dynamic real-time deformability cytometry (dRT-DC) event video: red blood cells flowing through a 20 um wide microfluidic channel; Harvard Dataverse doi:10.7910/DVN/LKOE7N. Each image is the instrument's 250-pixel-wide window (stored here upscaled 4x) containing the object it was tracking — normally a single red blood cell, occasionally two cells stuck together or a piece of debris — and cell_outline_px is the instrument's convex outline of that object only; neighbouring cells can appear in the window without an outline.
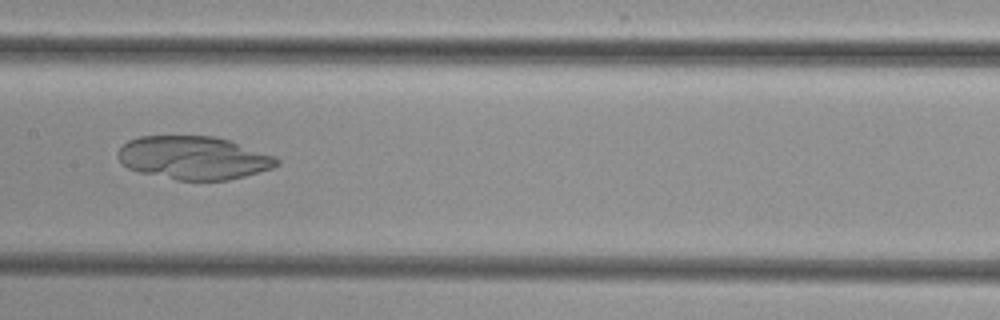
{"species": "common noctule bat (a hibernating species)", "species_latin": "Nyctalus noctula", "temperature_condition": "cold", "stored_images_in_passage": 4, "camera_frame_rate_fps": 3000, "um_per_image_px": 0.085, "animal": {"sex": "female", "body_mass_g": 29.2, "forearm_length_mm": 56.3}, "frame": {"image": 1, "passage_image": 4, "time_ms": 3.333, "image_size_px": [1000, 320], "cell_outline_px": [[280, 164], [272, 168], [244, 176], [228, 180], [176, 180], [140, 172], [128, 168], [120, 160], [120, 148], [128, 140], [140, 136], [212, 136], [228, 140], [276, 156], [280, 160]], "centroid_in_image_um": [16.49, 13.42], "position_along_channel_um": 190.9, "area_um2": 39.71}}